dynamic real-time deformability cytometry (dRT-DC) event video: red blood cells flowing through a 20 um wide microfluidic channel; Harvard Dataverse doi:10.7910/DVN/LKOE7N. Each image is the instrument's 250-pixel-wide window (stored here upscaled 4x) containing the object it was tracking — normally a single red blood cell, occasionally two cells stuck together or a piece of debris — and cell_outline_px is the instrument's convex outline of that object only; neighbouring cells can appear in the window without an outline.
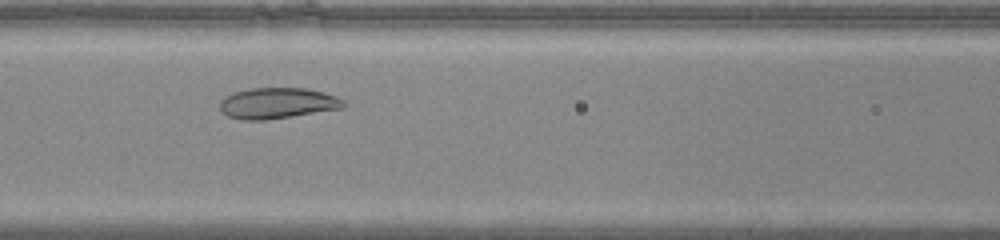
{"species": "common noctule bat (a hibernating species)", "species_latin": "Nyctalus noctula", "temperature_condition": "warm", "stored_images_in_passage": 29, "camera_frame_rate_fps": 3000, "um_per_image_px": 0.085, "animal": {"sex": "male", "body_mass_g": 20.0, "forearm_length_mm": 53.3}, "frame": {"image": 1, "passage_image": 7, "time_ms": 2.0, "image_size_px": [1000, 240], "cell_outline_px": [[344, 108], [292, 116], [264, 120], [244, 120], [228, 116], [220, 108], [220, 100], [224, 96], [232, 92], [252, 88], [308, 88], [324, 92], [336, 96], [344, 100]], "centroid_in_image_um": [23.58, 8.76], "position_along_channel_um": 143.0, "area_um2": 22.31}}
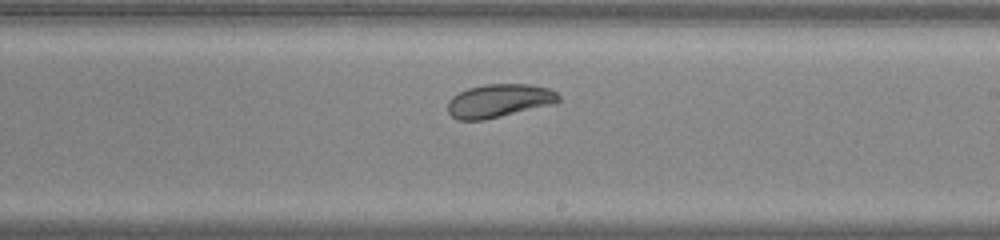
{"frame": {"image": 2, "passage_image": 15, "time_ms": 4.667, "image_size_px": [1000, 240], "cell_outline_px": [[560, 100], [556, 104], [484, 120], [456, 120], [448, 112], [448, 100], [452, 96], [468, 88], [484, 84], [532, 84], [548, 88], [556, 92], [560, 96]], "centroid_in_image_um": [42.44, 8.56], "position_along_channel_um": 246.6, "area_um2": 21.79}}
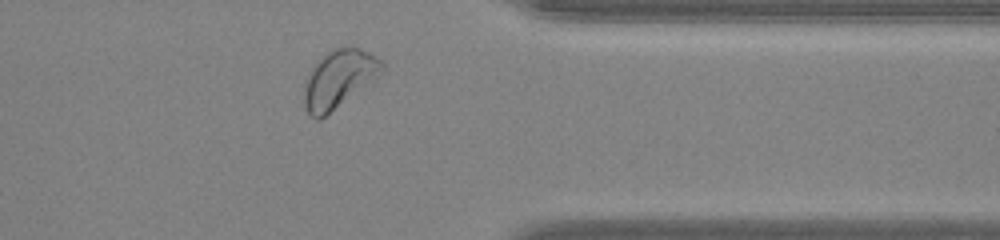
{"frame": {"image": 3, "passage_image": 26, "time_ms": 8.333, "image_size_px": [1000, 240], "cell_outline_px": [[384, 68], [372, 80], [320, 120], [316, 120], [304, 108], [304, 80], [308, 72], [316, 60], [328, 52], [336, 48], [352, 44], [376, 56], [384, 64]], "centroid_in_image_um": [28.75, 6.67], "position_along_channel_um": 382.7, "area_um2": 26.13}, "authors_computed_cell_mechanics": {"area_um2": 22.0218, "velocity_mm_per_s": 3.8977, "shape_relaxation_time_tau1_ms": 2.0183, "shape_relaxation_time_tau2_ms": null, "deformation_change_tau1": 0.0549, "deformation_change_tau2": null}}